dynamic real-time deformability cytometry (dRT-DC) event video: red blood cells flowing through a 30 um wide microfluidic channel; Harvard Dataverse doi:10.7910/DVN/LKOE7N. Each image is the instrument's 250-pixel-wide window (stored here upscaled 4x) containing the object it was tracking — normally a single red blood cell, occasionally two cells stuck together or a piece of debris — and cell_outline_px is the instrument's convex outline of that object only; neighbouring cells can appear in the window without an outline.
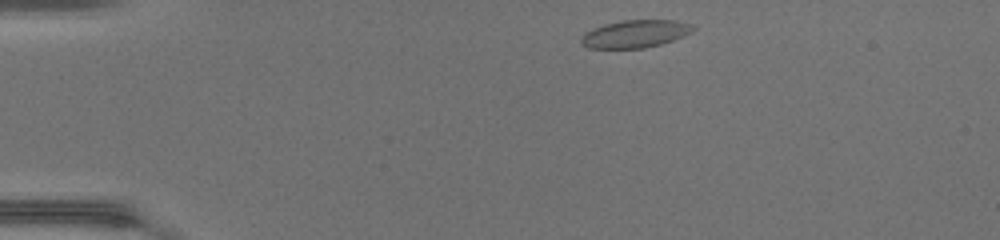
{"species": "common noctule bat (a hibernating species)", "species_latin": "Nyctalus noctula", "temperature_condition": "warm", "stored_images_in_passage": 40, "camera_frame_rate_fps": 3000, "um_per_image_px": 0.085, "animal": {"sex": "female", "body_mass_g": 17.0, "forearm_length_mm": 48.0}, "frame": {"image": 1, "passage_image": 1, "time_ms": 0.0, "image_size_px": [1000, 240], "cell_outline_px": [[696, 28], [692, 32], [672, 40], [660, 44], [644, 48], [588, 48], [580, 44], [580, 36], [584, 32], [604, 24], [624, 20], [676, 20], [692, 24]], "centroid_in_image_um": [53.96, 2.87], "position_along_channel_um": 31.0, "area_um2": 18.09}}
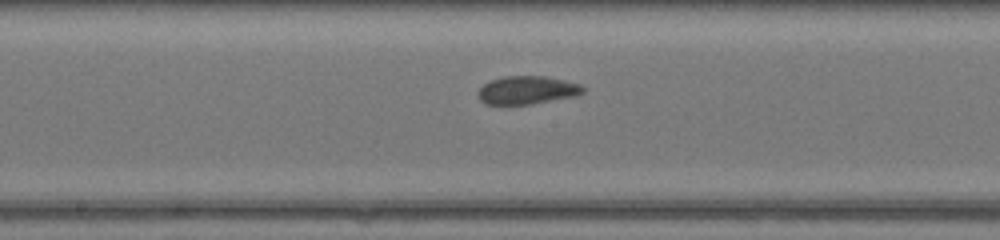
{"frame": {"image": 2, "passage_image": 18, "time_ms": 5.667, "image_size_px": [1000, 240], "cell_outline_px": [[584, 92], [576, 96], [532, 104], [484, 104], [480, 100], [476, 92], [484, 84], [492, 80], [504, 76], [544, 76], [564, 80], [580, 84], [584, 88]], "centroid_in_image_um": [44.8, 7.66], "position_along_channel_um": 203.4, "area_um2": 17.22}}
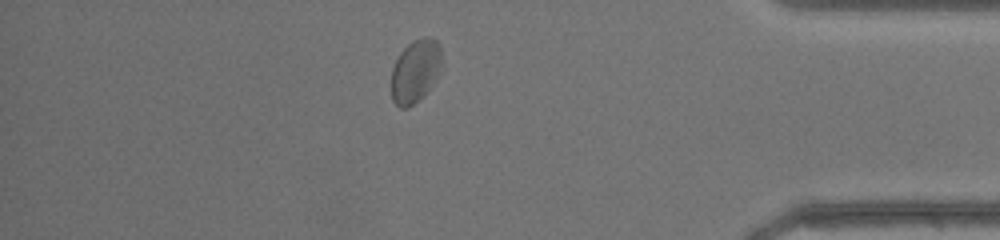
{"frame": {"image": 3, "passage_image": 34, "time_ms": 11.0, "image_size_px": [1000, 240], "cell_outline_px": [[440, 72], [432, 84], [408, 108], [400, 108], [392, 100], [392, 68], [400, 52], [412, 40], [424, 36], [428, 36], [436, 40], [440, 44]], "centroid_in_image_um": [35.29, 5.99], "position_along_channel_um": 399.9, "area_um2": 18.21}, "authors_computed_cell_mechanics": {"area_um2": 17.8313, "velocity_mm_per_s": 4.2717, "shape_relaxation_time_tau1_ms": 4.0689, "shape_relaxation_time_tau2_ms": 0.5095, "deformation_change_tau1": 0.1051, "deformation_change_tau2": 0.0398}}